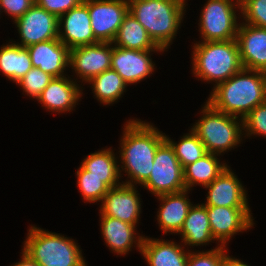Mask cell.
<instances>
[{"label":"cell","instance_id":"obj_1","mask_svg":"<svg viewBox=\"0 0 266 266\" xmlns=\"http://www.w3.org/2000/svg\"><path fill=\"white\" fill-rule=\"evenodd\" d=\"M166 139V135L160 132L150 123L129 120L124 126L121 138L120 163L130 180L122 182L127 185L143 184L150 176L154 164V157L158 146Z\"/></svg>","mask_w":266,"mask_h":266},{"label":"cell","instance_id":"obj_35","mask_svg":"<svg viewBox=\"0 0 266 266\" xmlns=\"http://www.w3.org/2000/svg\"><path fill=\"white\" fill-rule=\"evenodd\" d=\"M83 0H35V3L57 18L78 6Z\"/></svg>","mask_w":266,"mask_h":266},{"label":"cell","instance_id":"obj_22","mask_svg":"<svg viewBox=\"0 0 266 266\" xmlns=\"http://www.w3.org/2000/svg\"><path fill=\"white\" fill-rule=\"evenodd\" d=\"M141 254L149 266H187L189 250L174 241L144 237Z\"/></svg>","mask_w":266,"mask_h":266},{"label":"cell","instance_id":"obj_26","mask_svg":"<svg viewBox=\"0 0 266 266\" xmlns=\"http://www.w3.org/2000/svg\"><path fill=\"white\" fill-rule=\"evenodd\" d=\"M117 163L115 154L108 148L87 155L82 161L81 167L89 171V175L105 178V184L109 188H115L122 184L119 181L120 166Z\"/></svg>","mask_w":266,"mask_h":266},{"label":"cell","instance_id":"obj_36","mask_svg":"<svg viewBox=\"0 0 266 266\" xmlns=\"http://www.w3.org/2000/svg\"><path fill=\"white\" fill-rule=\"evenodd\" d=\"M35 4V0H0V10L12 16L14 22Z\"/></svg>","mask_w":266,"mask_h":266},{"label":"cell","instance_id":"obj_15","mask_svg":"<svg viewBox=\"0 0 266 266\" xmlns=\"http://www.w3.org/2000/svg\"><path fill=\"white\" fill-rule=\"evenodd\" d=\"M165 50H132L113 46L111 69L115 70L129 85L144 80L154 72L151 52Z\"/></svg>","mask_w":266,"mask_h":266},{"label":"cell","instance_id":"obj_21","mask_svg":"<svg viewBox=\"0 0 266 266\" xmlns=\"http://www.w3.org/2000/svg\"><path fill=\"white\" fill-rule=\"evenodd\" d=\"M101 215V232L110 249L118 255H125L137 242L138 251L141 253V247L144 236H136V226L123 222L119 219Z\"/></svg>","mask_w":266,"mask_h":266},{"label":"cell","instance_id":"obj_38","mask_svg":"<svg viewBox=\"0 0 266 266\" xmlns=\"http://www.w3.org/2000/svg\"><path fill=\"white\" fill-rule=\"evenodd\" d=\"M222 266H249V265L245 264L243 261H240L235 257H230L229 255L225 254L223 256Z\"/></svg>","mask_w":266,"mask_h":266},{"label":"cell","instance_id":"obj_7","mask_svg":"<svg viewBox=\"0 0 266 266\" xmlns=\"http://www.w3.org/2000/svg\"><path fill=\"white\" fill-rule=\"evenodd\" d=\"M142 186L156 197L186 189L183 168L166 139L158 146L150 176Z\"/></svg>","mask_w":266,"mask_h":266},{"label":"cell","instance_id":"obj_34","mask_svg":"<svg viewBox=\"0 0 266 266\" xmlns=\"http://www.w3.org/2000/svg\"><path fill=\"white\" fill-rule=\"evenodd\" d=\"M225 246L219 245L209 251H196L188 254L187 266H222L223 256L227 253Z\"/></svg>","mask_w":266,"mask_h":266},{"label":"cell","instance_id":"obj_12","mask_svg":"<svg viewBox=\"0 0 266 266\" xmlns=\"http://www.w3.org/2000/svg\"><path fill=\"white\" fill-rule=\"evenodd\" d=\"M14 23L22 47L58 38V18L36 3Z\"/></svg>","mask_w":266,"mask_h":266},{"label":"cell","instance_id":"obj_4","mask_svg":"<svg viewBox=\"0 0 266 266\" xmlns=\"http://www.w3.org/2000/svg\"><path fill=\"white\" fill-rule=\"evenodd\" d=\"M192 70L195 76L218 85L243 69L236 39L200 41L193 46Z\"/></svg>","mask_w":266,"mask_h":266},{"label":"cell","instance_id":"obj_28","mask_svg":"<svg viewBox=\"0 0 266 266\" xmlns=\"http://www.w3.org/2000/svg\"><path fill=\"white\" fill-rule=\"evenodd\" d=\"M88 83L92 84L91 87L97 100L106 105H110L120 99L128 86L113 69H108L93 77Z\"/></svg>","mask_w":266,"mask_h":266},{"label":"cell","instance_id":"obj_20","mask_svg":"<svg viewBox=\"0 0 266 266\" xmlns=\"http://www.w3.org/2000/svg\"><path fill=\"white\" fill-rule=\"evenodd\" d=\"M188 191L185 189L180 192L157 196L162 203L157 213V220L164 234L168 232L178 234L182 228L188 211L193 205L186 196Z\"/></svg>","mask_w":266,"mask_h":266},{"label":"cell","instance_id":"obj_6","mask_svg":"<svg viewBox=\"0 0 266 266\" xmlns=\"http://www.w3.org/2000/svg\"><path fill=\"white\" fill-rule=\"evenodd\" d=\"M201 113L203 116L191 129L202 141L208 153L221 155L240 144L244 132L243 119L218 111L208 102Z\"/></svg>","mask_w":266,"mask_h":266},{"label":"cell","instance_id":"obj_5","mask_svg":"<svg viewBox=\"0 0 266 266\" xmlns=\"http://www.w3.org/2000/svg\"><path fill=\"white\" fill-rule=\"evenodd\" d=\"M24 242L23 251L39 266H87L77 243L58 233L33 226Z\"/></svg>","mask_w":266,"mask_h":266},{"label":"cell","instance_id":"obj_9","mask_svg":"<svg viewBox=\"0 0 266 266\" xmlns=\"http://www.w3.org/2000/svg\"><path fill=\"white\" fill-rule=\"evenodd\" d=\"M87 7L95 39L112 43L129 11L128 0H87Z\"/></svg>","mask_w":266,"mask_h":266},{"label":"cell","instance_id":"obj_11","mask_svg":"<svg viewBox=\"0 0 266 266\" xmlns=\"http://www.w3.org/2000/svg\"><path fill=\"white\" fill-rule=\"evenodd\" d=\"M213 238L225 246L234 234L253 227L249 207L206 206Z\"/></svg>","mask_w":266,"mask_h":266},{"label":"cell","instance_id":"obj_8","mask_svg":"<svg viewBox=\"0 0 266 266\" xmlns=\"http://www.w3.org/2000/svg\"><path fill=\"white\" fill-rule=\"evenodd\" d=\"M232 0H208L200 15L199 30L203 41H229L237 38L239 23Z\"/></svg>","mask_w":266,"mask_h":266},{"label":"cell","instance_id":"obj_18","mask_svg":"<svg viewBox=\"0 0 266 266\" xmlns=\"http://www.w3.org/2000/svg\"><path fill=\"white\" fill-rule=\"evenodd\" d=\"M27 49L34 68L53 77L64 76V70L69 67L70 49L58 38L30 45Z\"/></svg>","mask_w":266,"mask_h":266},{"label":"cell","instance_id":"obj_17","mask_svg":"<svg viewBox=\"0 0 266 266\" xmlns=\"http://www.w3.org/2000/svg\"><path fill=\"white\" fill-rule=\"evenodd\" d=\"M205 188L209 190L205 206L249 207L247 192L229 166Z\"/></svg>","mask_w":266,"mask_h":266},{"label":"cell","instance_id":"obj_16","mask_svg":"<svg viewBox=\"0 0 266 266\" xmlns=\"http://www.w3.org/2000/svg\"><path fill=\"white\" fill-rule=\"evenodd\" d=\"M236 40L243 68L266 73V28L242 22Z\"/></svg>","mask_w":266,"mask_h":266},{"label":"cell","instance_id":"obj_31","mask_svg":"<svg viewBox=\"0 0 266 266\" xmlns=\"http://www.w3.org/2000/svg\"><path fill=\"white\" fill-rule=\"evenodd\" d=\"M52 79L53 76L49 73L33 67L16 84L22 87L29 97L37 99Z\"/></svg>","mask_w":266,"mask_h":266},{"label":"cell","instance_id":"obj_37","mask_svg":"<svg viewBox=\"0 0 266 266\" xmlns=\"http://www.w3.org/2000/svg\"><path fill=\"white\" fill-rule=\"evenodd\" d=\"M22 259L20 262L11 266H39L38 263L33 260L25 251L22 250Z\"/></svg>","mask_w":266,"mask_h":266},{"label":"cell","instance_id":"obj_29","mask_svg":"<svg viewBox=\"0 0 266 266\" xmlns=\"http://www.w3.org/2000/svg\"><path fill=\"white\" fill-rule=\"evenodd\" d=\"M166 140L173 147L175 155L182 168L194 163L208 153L204 144L192 129L190 133H187L180 139L178 144L169 139L167 136Z\"/></svg>","mask_w":266,"mask_h":266},{"label":"cell","instance_id":"obj_23","mask_svg":"<svg viewBox=\"0 0 266 266\" xmlns=\"http://www.w3.org/2000/svg\"><path fill=\"white\" fill-rule=\"evenodd\" d=\"M181 242L188 246H200L215 241L212 236L210 222L206 206L202 204L192 205L179 233Z\"/></svg>","mask_w":266,"mask_h":266},{"label":"cell","instance_id":"obj_2","mask_svg":"<svg viewBox=\"0 0 266 266\" xmlns=\"http://www.w3.org/2000/svg\"><path fill=\"white\" fill-rule=\"evenodd\" d=\"M214 86L206 102L218 111L241 119L266 101L265 72L243 68Z\"/></svg>","mask_w":266,"mask_h":266},{"label":"cell","instance_id":"obj_33","mask_svg":"<svg viewBox=\"0 0 266 266\" xmlns=\"http://www.w3.org/2000/svg\"><path fill=\"white\" fill-rule=\"evenodd\" d=\"M243 128L247 137L252 134L266 137V101L256 106L244 117Z\"/></svg>","mask_w":266,"mask_h":266},{"label":"cell","instance_id":"obj_19","mask_svg":"<svg viewBox=\"0 0 266 266\" xmlns=\"http://www.w3.org/2000/svg\"><path fill=\"white\" fill-rule=\"evenodd\" d=\"M82 91L73 79H69V76L53 77L37 101L52 112H71L81 98Z\"/></svg>","mask_w":266,"mask_h":266},{"label":"cell","instance_id":"obj_32","mask_svg":"<svg viewBox=\"0 0 266 266\" xmlns=\"http://www.w3.org/2000/svg\"><path fill=\"white\" fill-rule=\"evenodd\" d=\"M240 6V13L247 24L266 28V0H245Z\"/></svg>","mask_w":266,"mask_h":266},{"label":"cell","instance_id":"obj_39","mask_svg":"<svg viewBox=\"0 0 266 266\" xmlns=\"http://www.w3.org/2000/svg\"><path fill=\"white\" fill-rule=\"evenodd\" d=\"M245 0H236L237 3L241 4L242 2H244Z\"/></svg>","mask_w":266,"mask_h":266},{"label":"cell","instance_id":"obj_24","mask_svg":"<svg viewBox=\"0 0 266 266\" xmlns=\"http://www.w3.org/2000/svg\"><path fill=\"white\" fill-rule=\"evenodd\" d=\"M114 46L132 50H164L148 36L146 29L128 11L113 40Z\"/></svg>","mask_w":266,"mask_h":266},{"label":"cell","instance_id":"obj_10","mask_svg":"<svg viewBox=\"0 0 266 266\" xmlns=\"http://www.w3.org/2000/svg\"><path fill=\"white\" fill-rule=\"evenodd\" d=\"M112 45V46H111ZM113 43L98 42L70 49L69 66L82 82L111 69Z\"/></svg>","mask_w":266,"mask_h":266},{"label":"cell","instance_id":"obj_14","mask_svg":"<svg viewBox=\"0 0 266 266\" xmlns=\"http://www.w3.org/2000/svg\"><path fill=\"white\" fill-rule=\"evenodd\" d=\"M135 185L121 184L110 188L102 199L100 214L136 225L141 213V201Z\"/></svg>","mask_w":266,"mask_h":266},{"label":"cell","instance_id":"obj_13","mask_svg":"<svg viewBox=\"0 0 266 266\" xmlns=\"http://www.w3.org/2000/svg\"><path fill=\"white\" fill-rule=\"evenodd\" d=\"M58 39L69 49L98 43L91 27L87 0L58 18Z\"/></svg>","mask_w":266,"mask_h":266},{"label":"cell","instance_id":"obj_30","mask_svg":"<svg viewBox=\"0 0 266 266\" xmlns=\"http://www.w3.org/2000/svg\"><path fill=\"white\" fill-rule=\"evenodd\" d=\"M76 172L77 185L83 199L87 202L102 201L105 194L109 191V187L105 184V178H99L89 175V171L84 170L81 166Z\"/></svg>","mask_w":266,"mask_h":266},{"label":"cell","instance_id":"obj_27","mask_svg":"<svg viewBox=\"0 0 266 266\" xmlns=\"http://www.w3.org/2000/svg\"><path fill=\"white\" fill-rule=\"evenodd\" d=\"M33 68L28 49L16 43L0 47V71L9 80L17 83Z\"/></svg>","mask_w":266,"mask_h":266},{"label":"cell","instance_id":"obj_25","mask_svg":"<svg viewBox=\"0 0 266 266\" xmlns=\"http://www.w3.org/2000/svg\"><path fill=\"white\" fill-rule=\"evenodd\" d=\"M216 156L218 154L207 153L183 168V179L187 190H190L195 184L205 187L223 172L227 165L226 163L221 164Z\"/></svg>","mask_w":266,"mask_h":266},{"label":"cell","instance_id":"obj_3","mask_svg":"<svg viewBox=\"0 0 266 266\" xmlns=\"http://www.w3.org/2000/svg\"><path fill=\"white\" fill-rule=\"evenodd\" d=\"M129 12L162 49H168L184 16L185 0H128Z\"/></svg>","mask_w":266,"mask_h":266}]
</instances>
